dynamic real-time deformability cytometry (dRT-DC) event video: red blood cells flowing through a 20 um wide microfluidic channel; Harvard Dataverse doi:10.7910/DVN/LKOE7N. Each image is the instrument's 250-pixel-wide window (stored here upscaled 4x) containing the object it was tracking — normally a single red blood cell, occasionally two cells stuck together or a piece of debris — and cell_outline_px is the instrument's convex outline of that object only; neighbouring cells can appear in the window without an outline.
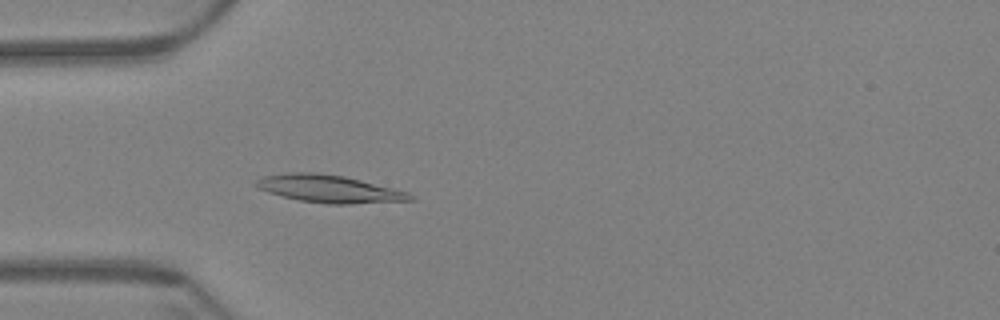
{"species": "Egyptian fruit bat (a non-hibernating species)", "species_latin": "Rousettus aegyptiacus", "temperature_condition": "warm", "stored_images_in_passage": 60, "camera_frame_rate_fps": 3000, "um_per_image_px": 0.085, "animal": {"sex": "female"}, "frame": {"image": 1, "passage_image": 18, "time_ms": 5.667, "image_size_px": [1000, 320], "cell_outline_px": [[416, 200], [352, 204], [328, 204], [300, 200], [268, 192], [252, 184], [256, 180], [264, 176], [288, 172], [316, 172], [344, 176], [408, 192], [416, 196]], "centroid_in_image_um": [28.0, 16.05], "position_along_channel_um": 57.0, "area_um2": 24.68}}
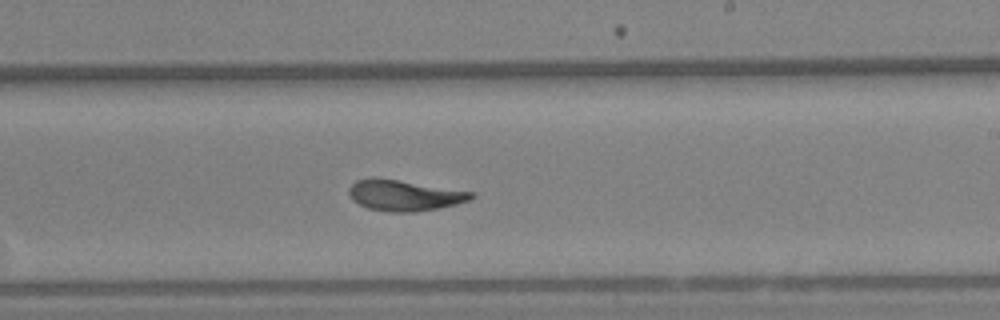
{"frame": {"image": 2, "passage_image": 36, "time_ms": 11.667, "image_size_px": [1000, 320], "cell_outline_px": [[476, 196], [468, 200], [456, 204], [416, 212], [388, 212], [368, 208], [352, 200], [348, 192], [348, 188], [356, 180], [396, 180], [472, 192]], "centroid_in_image_um": [34.36, 16.64], "position_along_channel_um": 254.6, "area_um2": 21.15}}
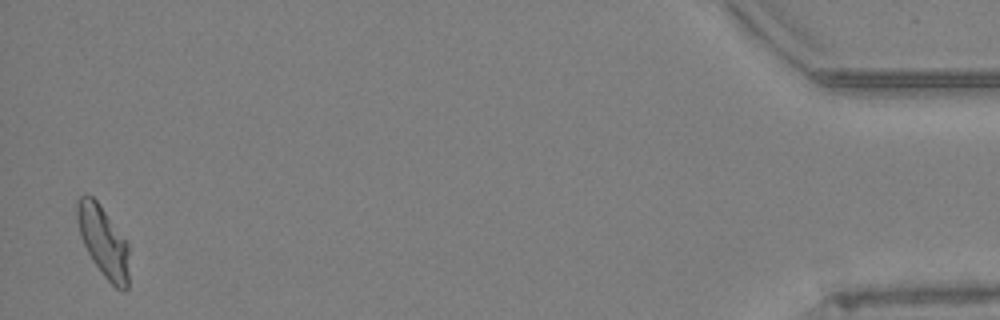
{"frame": {"image": 3, "passage_image": 59, "time_ms": 19.333, "image_size_px": [1000, 320], "cell_outline_px": [[128, 288], [124, 292], [116, 288], [104, 276], [92, 260], [80, 236], [76, 220], [76, 200], [80, 196], [92, 196], [100, 204], [128, 244]], "centroid_in_image_um": [8.76, 20.53], "position_along_channel_um": 426.4, "area_um2": 21.33}, "authors_computed_cell_mechanics": {"area_um2": 22.0507, "velocity_mm_per_s": 3.3883, "shape_relaxation_time_tau1_ms": 5.586, "shape_relaxation_time_tau2_ms": 1.923, "deformation_change_tau1": 0.1673, "deformation_change_tau2": 0.08}}